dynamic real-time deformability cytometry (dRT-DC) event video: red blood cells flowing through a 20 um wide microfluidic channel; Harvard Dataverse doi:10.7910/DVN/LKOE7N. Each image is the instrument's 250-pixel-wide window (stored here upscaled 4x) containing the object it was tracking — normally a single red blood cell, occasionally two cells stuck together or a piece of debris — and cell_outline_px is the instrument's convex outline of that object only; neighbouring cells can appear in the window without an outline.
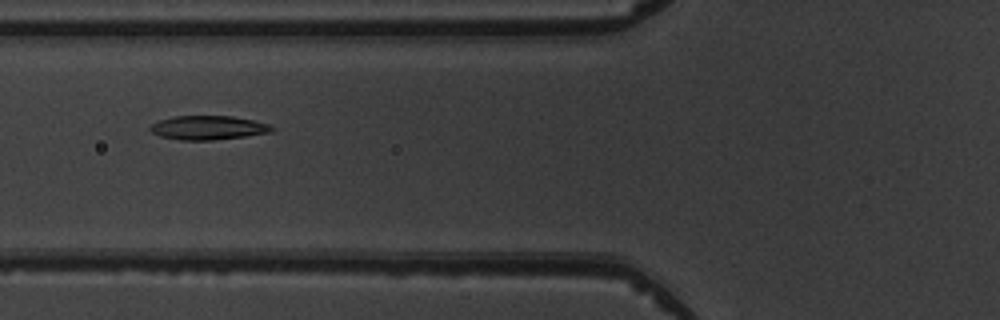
{"species": "common noctule bat (a hibernating species)", "species_latin": "Nyctalus noctula", "temperature_condition": "warm", "stored_images_in_passage": 8, "camera_frame_rate_fps": 3000, "um_per_image_px": 0.085, "animal": {"sex": "male", "body_mass_g": 19.5, "forearm_length_mm": 54.6}, "frame": {"image": 1, "passage_image": 6, "time_ms": 6.333, "image_size_px": [1000, 320], "cell_outline_px": [[276, 128], [272, 132], [244, 136], [212, 140], [180, 140], [160, 136], [152, 132], [148, 128], [152, 124], [160, 120], [176, 116], [232, 116], [252, 120], [268, 124]], "centroid_in_image_um": [17.69, 10.85], "position_along_channel_um": 108.1, "area_um2": 16.88}}
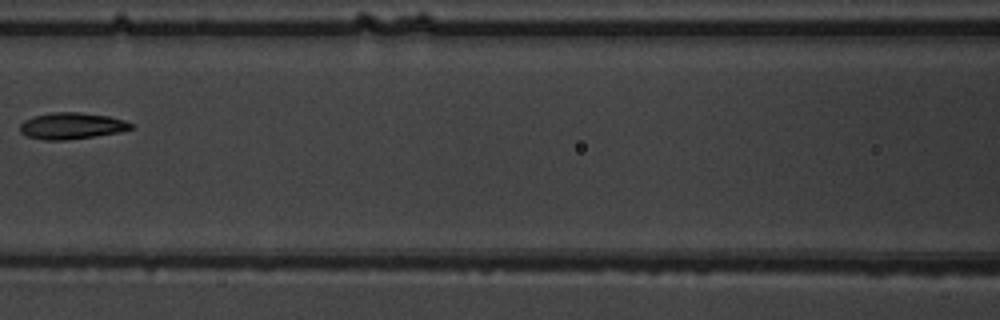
{"frame": {"image": 2, "passage_image": 7, "time_ms": 7.667, "image_size_px": [1000, 320], "cell_outline_px": [[136, 128], [120, 132], [64, 140], [44, 140], [28, 136], [20, 132], [20, 124], [24, 120], [32, 116], [52, 112], [80, 112], [108, 116], [124, 120], [136, 124]], "centroid_in_image_um": [6.12, 10.69], "position_along_channel_um": 160.5, "area_um2": 17.22}}
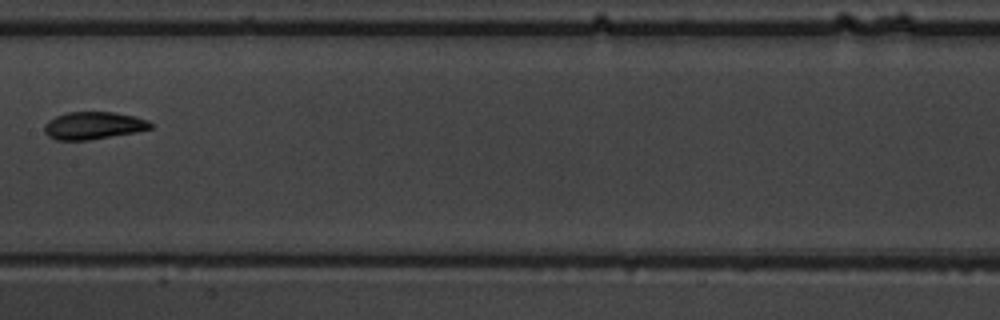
{"frame": {"image": 3, "passage_image": 8, "time_ms": 8.667, "image_size_px": [1000, 320], "cell_outline_px": [[152, 128], [136, 132], [88, 140], [56, 140], [48, 136], [44, 132], [44, 124], [48, 120], [56, 116], [68, 112], [112, 112], [136, 116], [148, 120], [152, 124]], "centroid_in_image_um": [7.93, 10.67], "position_along_channel_um": 199.5, "area_um2": 17.05}}